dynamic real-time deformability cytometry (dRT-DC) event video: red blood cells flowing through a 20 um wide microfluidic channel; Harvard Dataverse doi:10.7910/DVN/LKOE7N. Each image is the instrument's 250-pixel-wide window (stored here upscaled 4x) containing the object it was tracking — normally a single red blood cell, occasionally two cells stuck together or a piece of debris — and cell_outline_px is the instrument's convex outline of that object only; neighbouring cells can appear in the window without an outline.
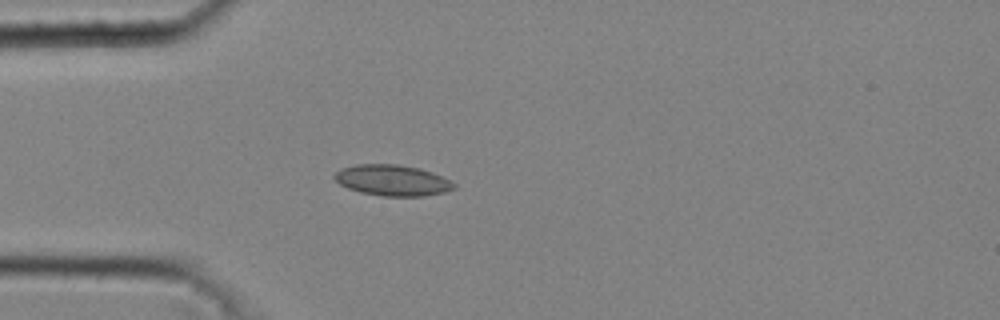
{"species": "common noctule bat (a hibernating species)", "species_latin": "Nyctalus noctula", "temperature_condition": "cold", "stored_images_in_passage": 42, "camera_frame_rate_fps": 3000, "um_per_image_px": 0.085, "animal": {"sex": "male", "body_mass_g": 20.4}, "frame": {"image": 1, "passage_image": 14, "time_ms": 4.333, "image_size_px": [1000, 320], "cell_outline_px": [[448, 188], [436, 192], [412, 196], [396, 196], [368, 192], [352, 188], [344, 184], [336, 176], [348, 168], [412, 168], [436, 176]], "centroid_in_image_um": [33.3, 15.4], "position_along_channel_um": 51.7, "area_um2": 16.94}}
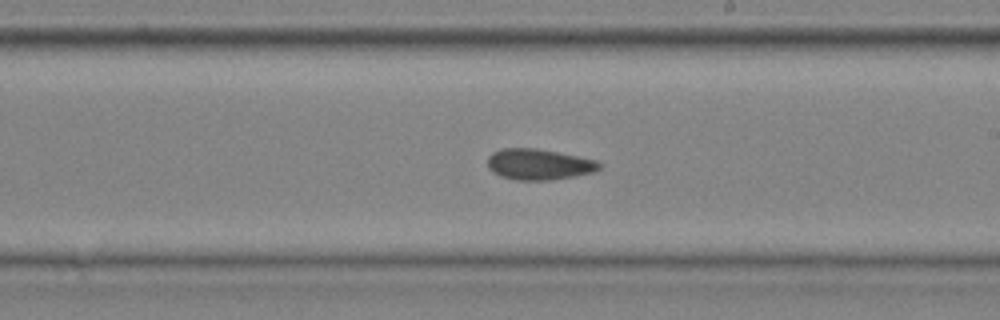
{"frame": {"image": 2, "passage_image": 28, "time_ms": 9.0, "image_size_px": [1000, 320], "cell_outline_px": [[596, 168], [580, 172], [560, 176], [508, 176], [492, 168], [488, 164], [488, 160], [496, 152], [548, 152], [588, 160], [596, 164]], "centroid_in_image_um": [45.73, 13.95], "position_along_channel_um": 243.3, "area_um2": 15.03}}
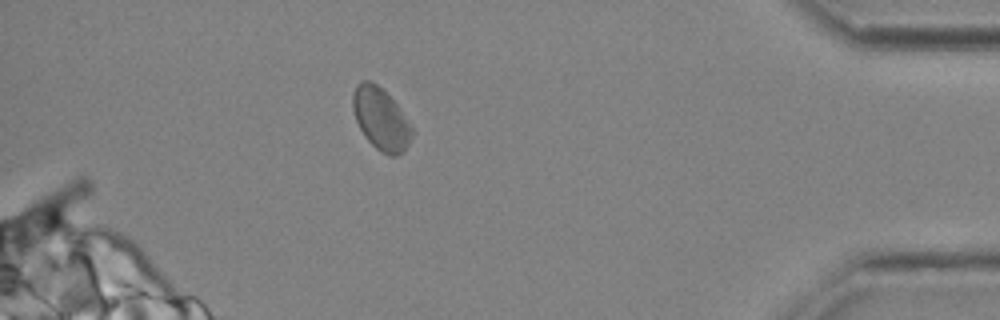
{"frame": {"image": 3, "passage_image": 42, "time_ms": 13.667, "image_size_px": [1000, 320], "cell_outline_px": [[400, 124], [396, 152], [388, 152], [380, 148], [364, 132], [356, 116], [356, 88], [360, 84], [372, 84], [384, 96]], "centroid_in_image_um": [32.04, 9.99], "position_along_channel_um": 403.2, "area_um2": 14.51}, "authors_computed_cell_mechanics": {"area_um2": 15.9817, "velocity_mm_per_s": 4.2905, "shape_relaxation_time_tau1_ms": null, "shape_relaxation_time_tau2_ms": 2.8535, "deformation_change_tau1": null, "deformation_change_tau2": 0.0783}}